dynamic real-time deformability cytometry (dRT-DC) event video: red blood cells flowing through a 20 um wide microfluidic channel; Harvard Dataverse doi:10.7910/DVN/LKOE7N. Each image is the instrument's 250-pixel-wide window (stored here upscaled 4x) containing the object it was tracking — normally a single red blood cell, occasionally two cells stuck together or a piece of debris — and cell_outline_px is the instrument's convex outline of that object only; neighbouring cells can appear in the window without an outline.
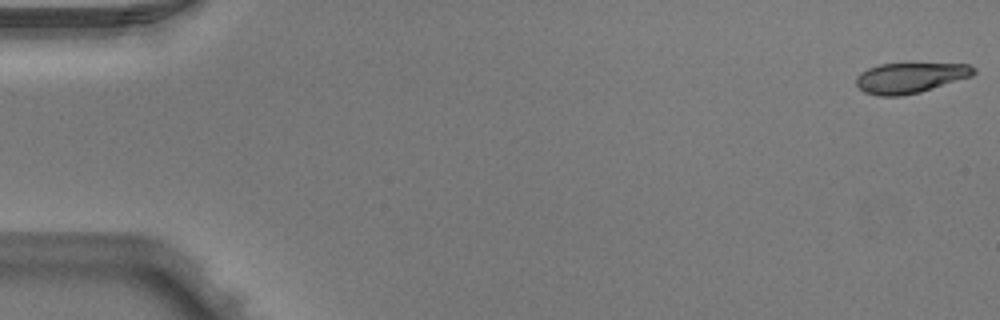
{"species": "Egyptian fruit bat (a non-hibernating species)", "species_latin": "Rousettus aegyptiacus", "temperature_condition": "warm", "stored_images_in_passage": 5, "camera_frame_rate_fps": 3000, "um_per_image_px": 0.085, "animal": {"sex": "male"}, "frame": {"image": 1, "passage_image": 1, "time_ms": 0.0, "image_size_px": [1000, 320], "cell_outline_px": [[976, 72], [972, 76], [920, 92], [900, 96], [876, 96], [864, 92], [856, 84], [856, 76], [860, 72], [868, 68], [880, 64], [968, 64], [976, 68]], "centroid_in_image_um": [77.34, 6.62], "position_along_channel_um": 7.7, "area_um2": 20.75}}
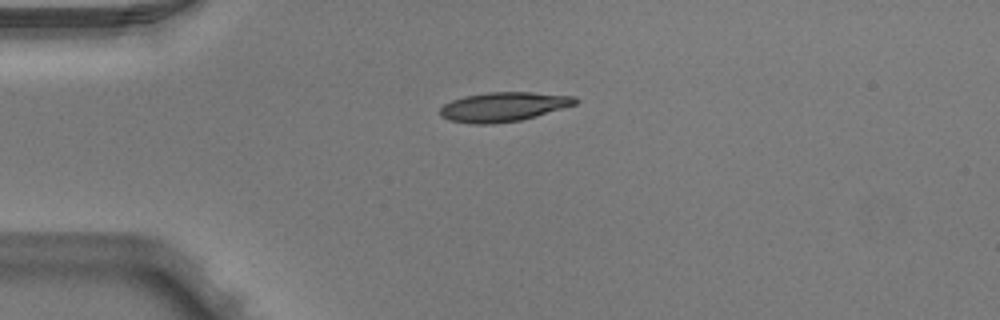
{"frame": {"image": 2, "passage_image": 4, "time_ms": 1.0, "image_size_px": [1000, 320], "cell_outline_px": [[580, 100], [576, 104], [536, 116], [520, 120], [492, 124], [472, 124], [448, 120], [440, 116], [440, 108], [444, 104], [452, 100], [464, 96], [488, 92], [532, 92], [576, 96]], "centroid_in_image_um": [42.79, 9.07], "position_along_channel_um": 42.2, "area_um2": 23.24}}